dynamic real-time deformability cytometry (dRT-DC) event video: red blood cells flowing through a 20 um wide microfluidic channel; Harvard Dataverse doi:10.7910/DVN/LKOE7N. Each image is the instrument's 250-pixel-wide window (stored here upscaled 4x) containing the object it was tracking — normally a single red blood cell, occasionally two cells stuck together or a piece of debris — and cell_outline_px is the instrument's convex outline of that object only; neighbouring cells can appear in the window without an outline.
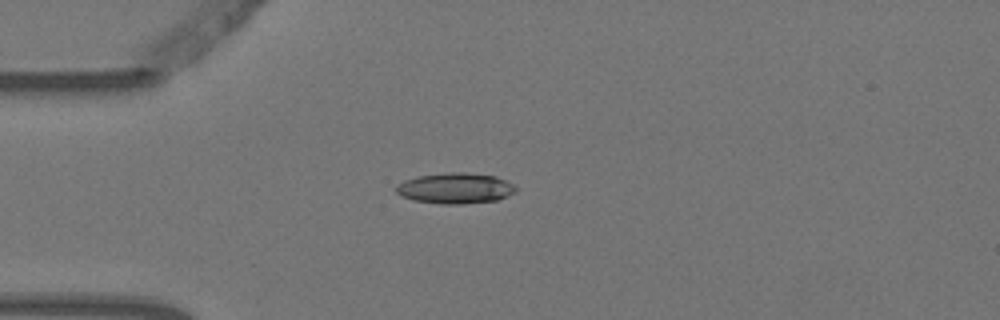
{"species": "Egyptian fruit bat (a non-hibernating species)", "species_latin": "Rousettus aegyptiacus", "temperature_condition": "warm", "stored_images_in_passage": 2, "camera_frame_rate_fps": 3000, "um_per_image_px": 0.085, "animal": {"sex": "female"}, "frame": {"image": 1, "passage_image": 2, "time_ms": 0.333, "image_size_px": [1000, 320], "cell_outline_px": [[516, 192], [496, 200], [460, 204], [440, 204], [412, 200], [400, 196], [396, 192], [396, 184], [404, 180], [416, 176], [448, 172], [464, 172], [496, 176], [512, 184], [516, 188]], "centroid_in_image_um": [38.64, 16.0], "position_along_channel_um": 46.4, "area_um2": 21.5}}